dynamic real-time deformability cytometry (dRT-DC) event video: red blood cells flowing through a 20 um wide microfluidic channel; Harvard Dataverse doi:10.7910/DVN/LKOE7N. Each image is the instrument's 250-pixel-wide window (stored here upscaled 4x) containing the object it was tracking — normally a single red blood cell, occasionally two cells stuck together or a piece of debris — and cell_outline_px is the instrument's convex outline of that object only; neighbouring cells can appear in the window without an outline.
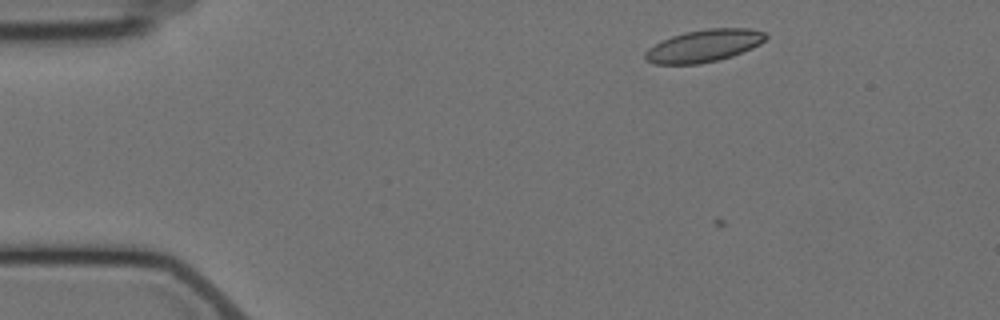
{"species": "Egyptian fruit bat (a non-hibernating species)", "species_latin": "Rousettus aegyptiacus", "temperature_condition": "cold", "stored_images_in_passage": 3, "camera_frame_rate_fps": 3000, "um_per_image_px": 0.085, "animal": {"sex": "female"}, "frame": {"image": 1, "passage_image": 1, "time_ms": 0.0, "image_size_px": [1000, 320], "cell_outline_px": [[768, 36], [760, 44], [752, 48], [732, 56], [720, 60], [700, 64], [656, 64], [644, 60], [644, 52], [648, 48], [660, 40], [684, 32], [708, 28], [748, 28], [764, 32]], "centroid_in_image_um": [59.8, 3.89], "position_along_channel_um": 25.2, "area_um2": 22.95}}